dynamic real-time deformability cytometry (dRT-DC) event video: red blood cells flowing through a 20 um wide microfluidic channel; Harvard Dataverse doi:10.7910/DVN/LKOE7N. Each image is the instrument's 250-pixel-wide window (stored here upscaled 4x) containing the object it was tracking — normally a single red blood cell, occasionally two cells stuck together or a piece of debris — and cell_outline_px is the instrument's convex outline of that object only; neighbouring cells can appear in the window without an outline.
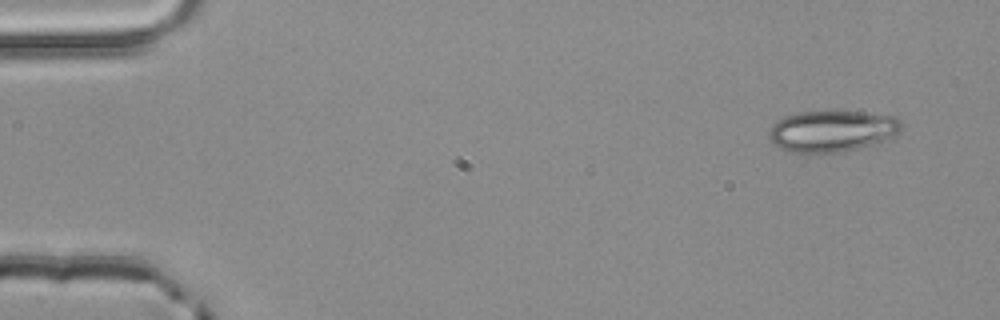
{"species": "common noctule bat (a hibernating species)", "species_latin": "Nyctalus noctula", "temperature_condition": "room temperature", "stored_images_in_passage": 3, "camera_frame_rate_fps": 3000, "um_per_image_px": 0.085, "animal": {"sex": "male", "body_mass_g": 20.4}, "frame": {"image": 1, "passage_image": 1, "time_ms": 0.0, "image_size_px": [1000, 320], "cell_outline_px": [[900, 128], [896, 132], [876, 144], [844, 152], [792, 152], [776, 144], [768, 136], [768, 132], [772, 124], [776, 120], [784, 116], [800, 112], [864, 112], [896, 116], [900, 120]], "centroid_in_image_um": [70.7, 11.13], "position_along_channel_um": 14.3, "area_um2": 31.44}}